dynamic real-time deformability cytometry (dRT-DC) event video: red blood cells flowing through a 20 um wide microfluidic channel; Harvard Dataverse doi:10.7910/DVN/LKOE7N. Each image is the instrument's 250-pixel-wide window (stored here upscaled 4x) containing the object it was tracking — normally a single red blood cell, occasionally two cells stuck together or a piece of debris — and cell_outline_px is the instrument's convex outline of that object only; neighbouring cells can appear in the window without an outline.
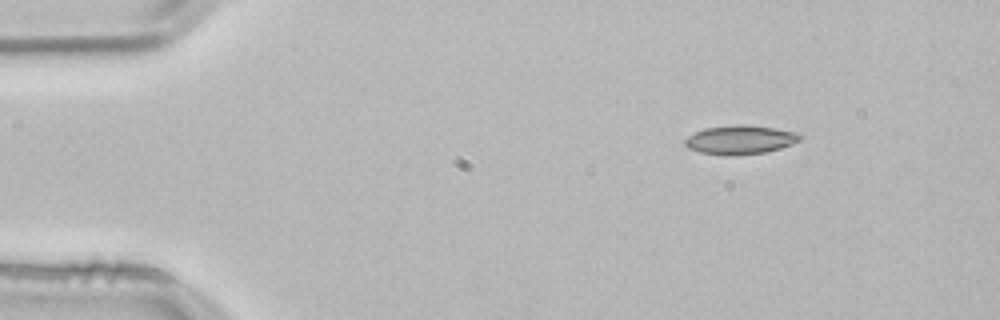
{"species": "common noctule bat (a hibernating species)", "species_latin": "Nyctalus noctula", "temperature_condition": "room temperature", "stored_images_in_passage": 47, "camera_frame_rate_fps": 3000, "um_per_image_px": 0.085, "animal": {"sex": "male", "body_mass_g": 21.5, "forearm_length_mm": 52.0}, "frame": {"image": 1, "passage_image": 1, "time_ms": 0.0, "image_size_px": [1000, 320], "cell_outline_px": [[804, 136], [800, 140], [792, 144], [780, 148], [764, 152], [732, 156], [728, 156], [700, 152], [688, 148], [684, 144], [684, 140], [688, 136], [704, 128], [736, 124], [744, 124], [772, 128], [796, 132]], "centroid_in_image_um": [62.9, 11.88], "position_along_channel_um": 22.1, "area_um2": 19.36}}
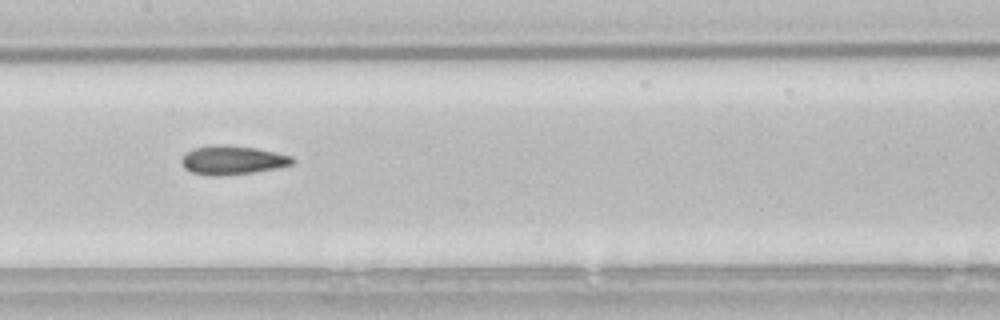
{"frame": {"image": 2, "passage_image": 20, "time_ms": 6.333, "image_size_px": [1000, 320], "cell_outline_px": [[296, 160], [292, 164], [276, 168], [252, 172], [224, 176], [208, 176], [192, 172], [184, 168], [180, 160], [192, 148], [216, 144], [228, 144], [256, 148], [292, 156]], "centroid_in_image_um": [19.74, 13.6], "position_along_channel_um": 187.7, "area_um2": 18.79}}
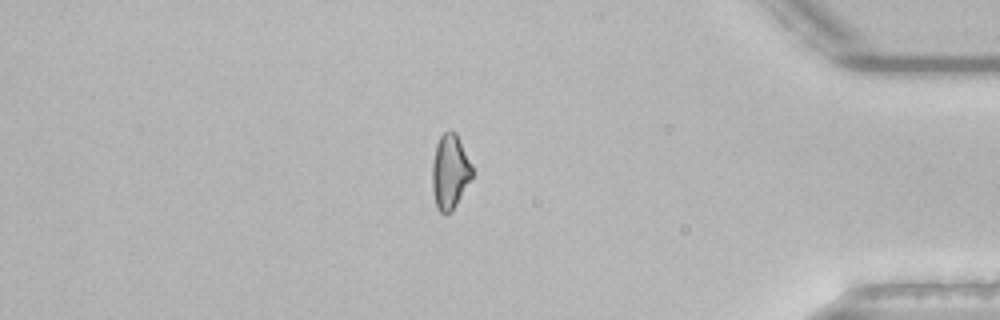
{"frame": {"image": 3, "passage_image": 39, "time_ms": 12.667, "image_size_px": [1000, 320], "cell_outline_px": [[472, 180], [456, 204], [444, 216], [436, 208], [432, 192], [432, 164], [436, 144], [440, 136], [444, 132], [456, 132], [472, 164]], "centroid_in_image_um": [38.24, 14.61], "position_along_channel_um": 397.0, "area_um2": 17.51}, "authors_computed_cell_mechanics": {"area_um2": 18.2648, "velocity_mm_per_s": 3.8473, "shape_relaxation_time_tau1_ms": null, "shape_relaxation_time_tau2_ms": 4.3251, "deformation_change_tau1": null, "deformation_change_tau2": 0.0895}}